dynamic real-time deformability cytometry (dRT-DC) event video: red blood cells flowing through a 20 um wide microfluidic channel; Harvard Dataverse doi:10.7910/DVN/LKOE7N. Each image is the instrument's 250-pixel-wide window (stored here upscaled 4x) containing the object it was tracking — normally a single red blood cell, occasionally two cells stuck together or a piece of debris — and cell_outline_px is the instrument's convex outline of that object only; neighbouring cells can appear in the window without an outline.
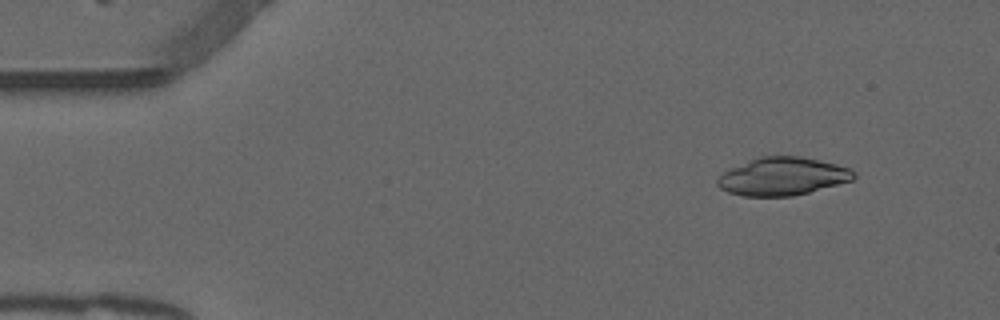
{"species": "common noctule bat (a hibernating species)", "species_latin": "Nyctalus noctula", "temperature_condition": "warm", "stored_images_in_passage": 8, "camera_frame_rate_fps": 3000, "um_per_image_px": 0.085, "animal": {"sex": "male", "forearm_length_mm": 52.5}, "frame": {"image": 1, "passage_image": 5, "time_ms": 1.333, "image_size_px": [1000, 320], "cell_outline_px": [[856, 176], [852, 180], [808, 192], [792, 196], [744, 196], [728, 192], [720, 188], [716, 184], [716, 180], [724, 172], [732, 168], [760, 156], [800, 156], [836, 164], [852, 168], [856, 172]], "centroid_in_image_um": [66.54, 14.99], "position_along_channel_um": 18.5, "area_um2": 29.88}}